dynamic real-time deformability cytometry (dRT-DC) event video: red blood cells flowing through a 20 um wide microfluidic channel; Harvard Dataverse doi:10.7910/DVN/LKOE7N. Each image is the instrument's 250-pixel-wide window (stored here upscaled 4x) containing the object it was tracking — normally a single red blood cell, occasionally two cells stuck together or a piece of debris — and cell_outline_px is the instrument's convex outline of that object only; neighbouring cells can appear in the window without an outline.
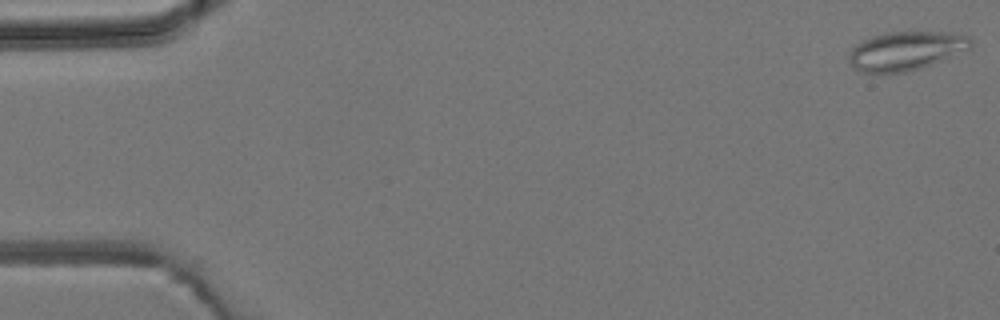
{"species": "common noctule bat (a hibernating species)", "species_latin": "Nyctalus noctula", "temperature_condition": "room temperature", "stored_images_in_passage": 4, "camera_frame_rate_fps": 3000, "um_per_image_px": 0.085, "animal": {"sex": "male", "body_mass_g": 19.2, "forearm_length_mm": 51.8}, "frame": {"image": 1, "passage_image": 1, "time_ms": 0.0, "image_size_px": [1000, 320], "cell_outline_px": [[972, 48], [920, 68], [904, 72], [860, 72], [852, 68], [848, 60], [848, 56], [852, 48], [856, 44], [872, 36], [888, 32], [952, 32], [972, 36]], "centroid_in_image_um": [77.01, 4.31], "position_along_channel_um": 8.0, "area_um2": 27.57}}